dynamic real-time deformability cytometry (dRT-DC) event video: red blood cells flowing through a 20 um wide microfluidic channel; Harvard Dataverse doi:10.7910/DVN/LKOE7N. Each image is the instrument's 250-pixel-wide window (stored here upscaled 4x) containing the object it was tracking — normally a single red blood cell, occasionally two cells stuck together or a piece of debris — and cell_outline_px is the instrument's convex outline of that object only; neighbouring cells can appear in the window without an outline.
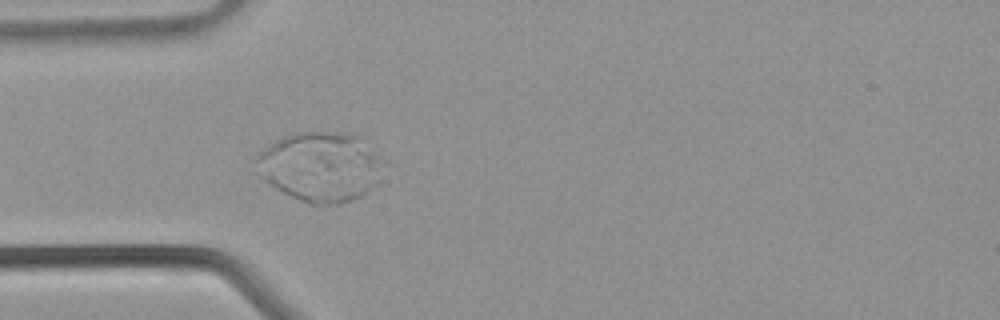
{"species": "common noctule bat (a hibernating species)", "species_latin": "Nyctalus noctula", "temperature_condition": "warm", "stored_images_in_passage": 30, "camera_frame_rate_fps": 3000, "um_per_image_px": 0.085, "animal": {"sex": "male", "body_mass_g": 21.5, "forearm_length_mm": 52.0}, "frame": {"image": 1, "passage_image": 2, "time_ms": 0.333, "image_size_px": [1000, 320], "cell_outline_px": [[380, 184], [360, 196], [352, 200], [340, 204], [308, 204], [268, 184], [264, 180], [264, 172], [268, 172], [380, 180]], "centroid_in_image_um": [27.22, 15.93], "position_along_channel_um": 57.8, "area_um2": 17.51}}